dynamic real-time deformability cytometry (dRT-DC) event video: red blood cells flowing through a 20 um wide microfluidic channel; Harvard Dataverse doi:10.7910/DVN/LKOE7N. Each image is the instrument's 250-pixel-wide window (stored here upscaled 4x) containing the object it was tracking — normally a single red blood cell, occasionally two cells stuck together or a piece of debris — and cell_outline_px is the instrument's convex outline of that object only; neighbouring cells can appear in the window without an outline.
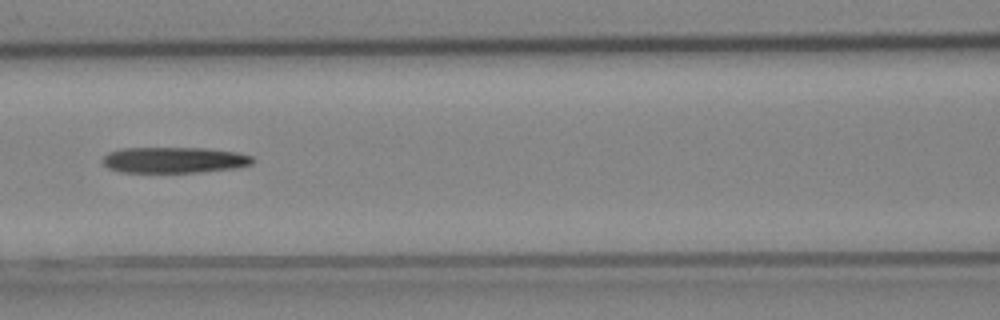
{"species": "Egyptian fruit bat (a non-hibernating species)", "species_latin": "Rousettus aegyptiacus", "temperature_condition": "cold", "stored_images_in_passage": 6, "camera_frame_rate_fps": 3000, "um_per_image_px": 0.085, "animal": {"sex": "female"}, "frame": {"image": 1, "passage_image": 6, "time_ms": 1.667, "image_size_px": [1000, 320], "cell_outline_px": [[256, 160], [252, 164], [236, 168], [200, 172], [120, 172], [108, 168], [104, 164], [104, 156], [108, 152], [120, 148], [204, 148], [236, 152], [252, 156]], "centroid_in_image_um": [14.82, 13.6], "position_along_channel_um": 151.8, "area_um2": 22.72}}